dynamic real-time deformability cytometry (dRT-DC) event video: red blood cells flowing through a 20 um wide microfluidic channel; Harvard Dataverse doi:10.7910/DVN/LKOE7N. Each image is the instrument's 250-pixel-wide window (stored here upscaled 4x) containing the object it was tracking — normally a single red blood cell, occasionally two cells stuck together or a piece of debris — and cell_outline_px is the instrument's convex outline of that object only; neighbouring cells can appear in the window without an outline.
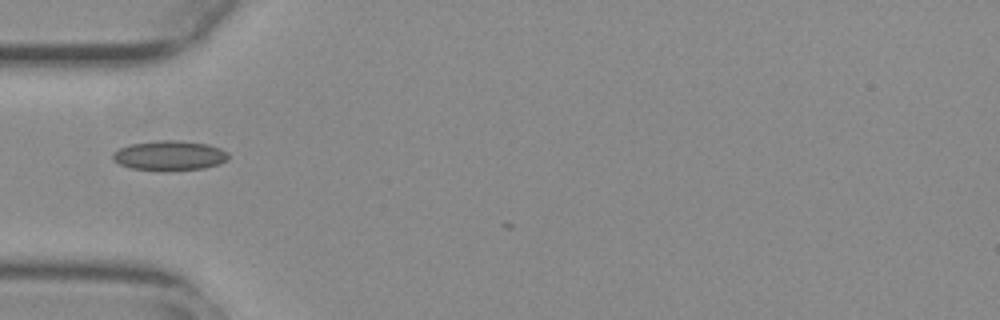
{"species": "common noctule bat (a hibernating species)", "species_latin": "Nyctalus noctula", "temperature_condition": "warm", "stored_images_in_passage": 3, "camera_frame_rate_fps": 3000, "um_per_image_px": 0.085, "animal": {"sex": "female", "body_mass_g": 29.2, "forearm_length_mm": 56.3}, "frame": {"image": 1, "passage_image": 1, "time_ms": 0.0, "image_size_px": [1000, 320], "cell_outline_px": [[228, 160], [220, 164], [204, 168], [132, 168], [120, 164], [112, 160], [112, 152], [128, 144], [156, 140], [180, 140], [208, 144], [220, 148], [228, 152]], "centroid_in_image_um": [14.42, 13.17], "position_along_channel_um": 70.6, "area_um2": 19.54}}